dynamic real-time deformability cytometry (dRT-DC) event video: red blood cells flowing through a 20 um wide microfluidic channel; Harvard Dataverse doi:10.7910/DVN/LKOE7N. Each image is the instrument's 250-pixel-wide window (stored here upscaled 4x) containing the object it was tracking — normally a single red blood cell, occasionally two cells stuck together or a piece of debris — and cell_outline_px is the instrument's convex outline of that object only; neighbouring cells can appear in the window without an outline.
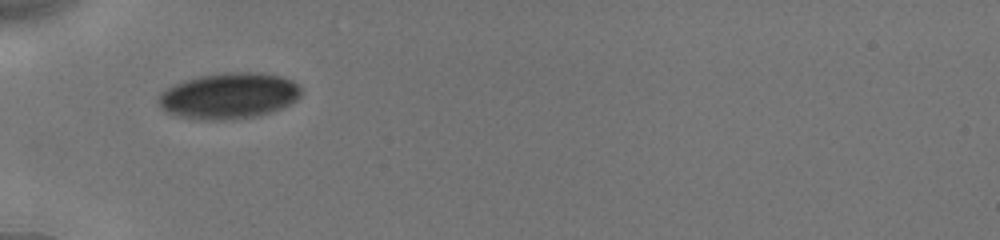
{"species": "human", "species_latin": "Homo sapiens", "temperature_condition": "cold", "stored_images_in_passage": 48, "camera_frame_rate_fps": 3000, "um_per_image_px": 0.085, "donor": {"sex": "male"}, "frame": {"image": 1, "passage_image": 1, "time_ms": 0.0, "image_size_px": [1000, 240], "cell_outline_px": [[300, 96], [296, 100], [272, 112], [256, 116], [232, 120], [200, 120], [176, 116], [164, 112], [160, 104], [160, 92], [176, 84], [200, 76], [228, 72], [260, 72], [280, 76], [292, 80], [300, 88]], "centroid_in_image_um": [19.46, 8.16], "position_along_channel_um": 65.5, "area_um2": 38.09}}
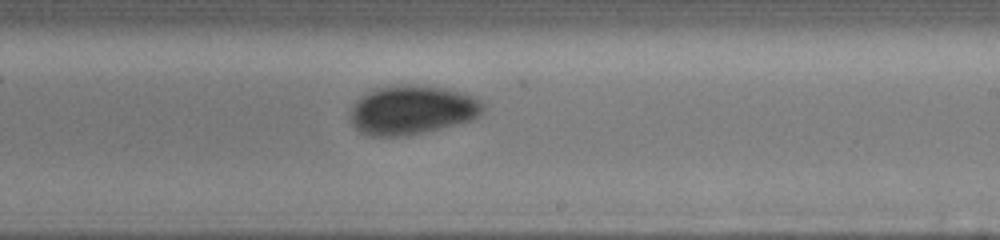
{"frame": {"image": 2, "passage_image": 22, "time_ms": 5.0, "image_size_px": [1000, 240], "cell_outline_px": [[484, 112], [480, 116], [472, 120], [440, 128], [400, 136], [368, 136], [360, 132], [352, 124], [348, 116], [352, 104], [360, 96], [376, 88], [408, 84], [444, 88], [464, 92], [476, 96], [484, 104]], "centroid_in_image_um": [35.02, 9.34], "position_along_channel_um": 254.0, "area_um2": 38.21}}
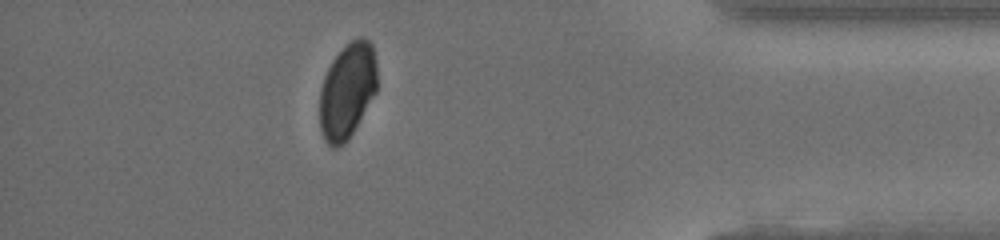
{"frame": {"image": 3, "passage_image": 41, "time_ms": 9.667, "image_size_px": [1000, 240], "cell_outline_px": [[376, 92], [352, 132], [344, 144], [336, 148], [332, 148], [324, 140], [320, 132], [320, 88], [324, 76], [332, 60], [352, 40], [360, 36], [368, 40], [372, 44], [376, 60]], "centroid_in_image_um": [29.5, 7.73], "position_along_channel_um": 405.7, "area_um2": 31.73}, "authors_computed_cell_mechanics": {"area_um2": 37.3966, "velocity_mm_per_s": 3.9008, "shape_relaxation_time_tau1_ms": 7.8017, "shape_relaxation_time_tau2_ms": null, "deformation_change_tau1": 0.092, "deformation_change_tau2": null}}